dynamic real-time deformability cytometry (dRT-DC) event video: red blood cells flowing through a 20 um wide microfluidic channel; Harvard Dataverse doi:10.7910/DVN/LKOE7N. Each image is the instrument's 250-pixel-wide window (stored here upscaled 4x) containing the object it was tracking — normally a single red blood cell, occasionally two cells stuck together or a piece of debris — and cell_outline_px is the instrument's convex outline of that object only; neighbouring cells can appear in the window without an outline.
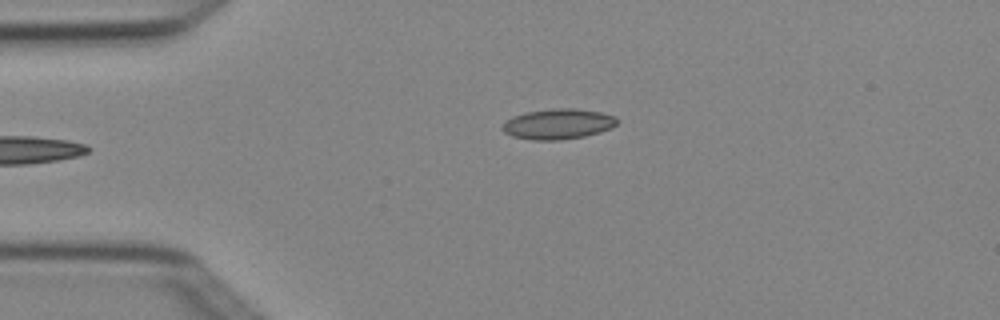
{"species": "Egyptian fruit bat (a non-hibernating species)", "species_latin": "Rousettus aegyptiacus", "temperature_condition": "cold", "stored_images_in_passage": 4, "camera_frame_rate_fps": 3000, "um_per_image_px": 0.085, "animal": {"sex": "female"}, "frame": {"image": 1, "passage_image": 4, "time_ms": 1.0, "image_size_px": [1000, 320], "cell_outline_px": [[620, 120], [612, 128], [600, 132], [584, 136], [560, 140], [532, 140], [512, 136], [504, 132], [500, 128], [512, 116], [524, 112], [552, 108], [576, 108], [600, 112], [616, 116]], "centroid_in_image_um": [47.45, 10.53], "position_along_channel_um": 37.5, "area_um2": 20.52}}